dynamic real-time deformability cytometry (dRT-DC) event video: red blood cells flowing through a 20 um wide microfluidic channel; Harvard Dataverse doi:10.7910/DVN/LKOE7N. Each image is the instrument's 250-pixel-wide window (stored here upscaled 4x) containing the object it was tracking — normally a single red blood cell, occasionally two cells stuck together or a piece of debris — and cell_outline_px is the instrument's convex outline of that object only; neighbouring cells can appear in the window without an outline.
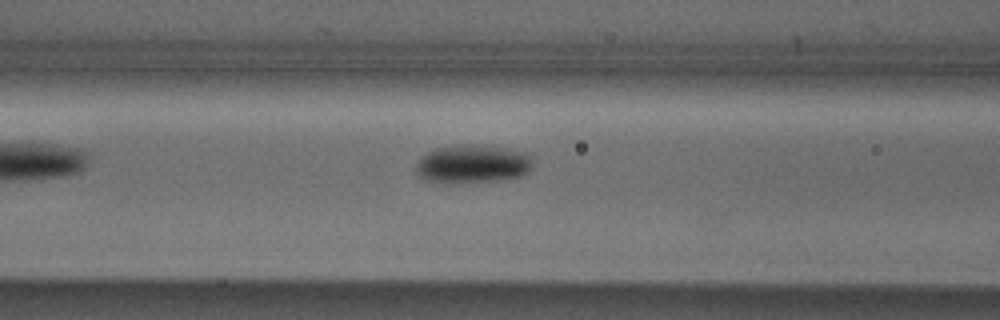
{"species": "Egyptian fruit bat (a non-hibernating species)", "species_latin": "Rousettus aegyptiacus", "temperature_condition": "cold", "stored_images_in_passage": 22, "camera_frame_rate_fps": 3000, "um_per_image_px": 0.085, "animal": {"sex": "male"}, "frame": {"image": 1, "passage_image": 7, "time_ms": 2.0, "image_size_px": [1000, 320], "cell_outline_px": [[532, 168], [528, 172], [520, 176], [496, 180], [444, 184], [424, 180], [416, 172], [416, 160], [420, 156], [436, 148], [456, 144], [480, 144], [508, 148], [528, 152], [532, 156]], "centroid_in_image_um": [40.15, 13.92], "position_along_channel_um": 126.4, "area_um2": 26.82}}
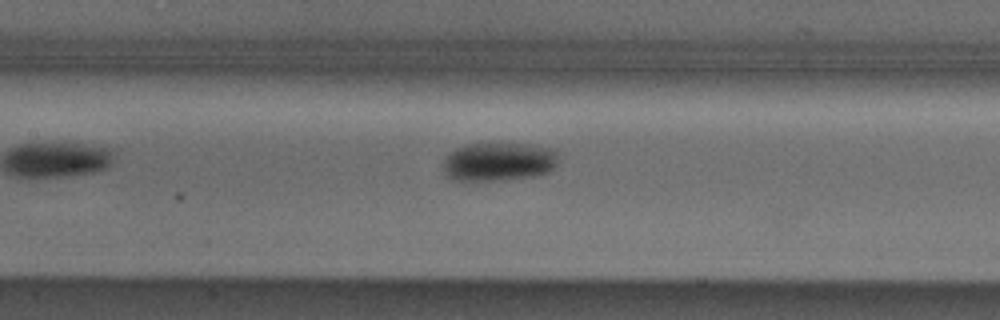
{"frame": {"image": 2, "passage_image": 10, "time_ms": 3.0, "image_size_px": [1000, 320], "cell_outline_px": [[556, 164], [548, 172], [532, 176], [492, 180], [452, 180], [444, 172], [444, 160], [448, 152], [464, 144], [528, 144], [552, 148], [556, 152]], "centroid_in_image_um": [42.34, 13.73], "position_along_channel_um": 165.1, "area_um2": 25.61}}